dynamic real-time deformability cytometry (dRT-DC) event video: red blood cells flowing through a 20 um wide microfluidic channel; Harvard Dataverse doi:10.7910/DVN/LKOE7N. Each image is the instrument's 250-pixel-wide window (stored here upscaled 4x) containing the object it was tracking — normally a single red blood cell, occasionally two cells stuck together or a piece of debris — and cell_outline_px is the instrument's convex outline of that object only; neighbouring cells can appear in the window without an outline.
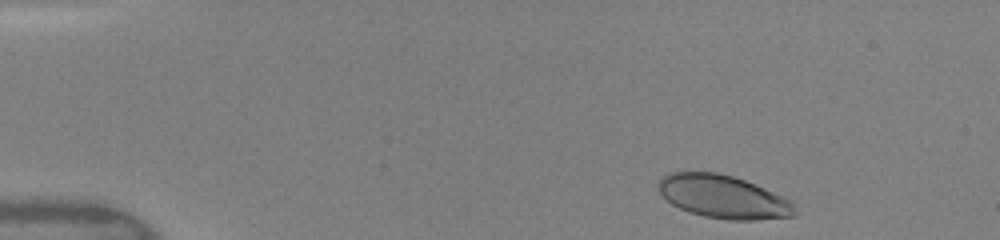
{"species": "human", "species_latin": "Homo sapiens", "temperature_condition": "warm", "stored_images_in_passage": 39, "camera_frame_rate_fps": 3000, "um_per_image_px": 0.085, "donor": {"sex": "female"}, "frame": {"image": 1, "passage_image": 2, "time_ms": 0.333, "image_size_px": [1000, 240], "cell_outline_px": [[796, 216], [756, 220], [728, 220], [704, 216], [688, 212], [672, 204], [660, 192], [656, 184], [668, 172], [716, 172], [732, 176], [744, 180], [764, 188], [792, 200], [796, 212]], "centroid_in_image_um": [61.49, 16.73], "position_along_channel_um": 23.5, "area_um2": 34.28}}
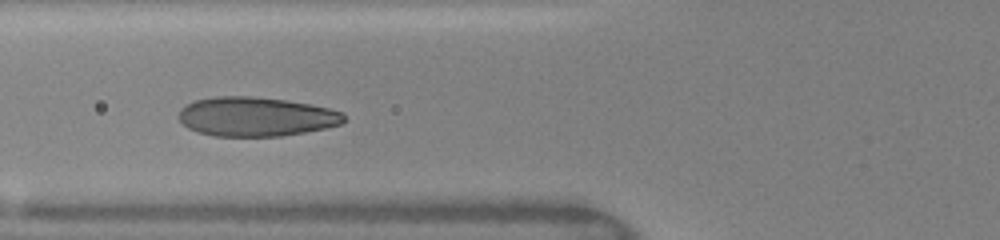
{"frame": {"image": 2, "passage_image": 15, "time_ms": 4.667, "image_size_px": [1000, 240], "cell_outline_px": [[344, 120], [340, 124], [324, 128], [304, 132], [280, 136], [216, 136], [196, 132], [188, 128], [180, 120], [180, 108], [196, 100], [216, 96], [252, 96], [284, 100], [308, 104], [328, 108], [344, 112]], "centroid_in_image_um": [21.74, 9.91], "position_along_channel_um": 104.1, "area_um2": 37.51}}
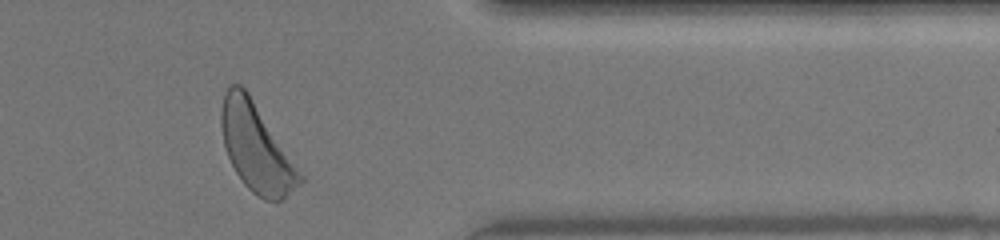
{"frame": {"image": 3, "passage_image": 37, "time_ms": 12.0, "image_size_px": [1000, 240], "cell_outline_px": [[304, 180], [300, 184], [280, 200], [264, 200], [256, 196], [244, 184], [236, 172], [228, 156], [224, 144], [220, 124], [220, 112], [224, 92], [232, 84], [240, 84], [248, 92], [304, 176]], "centroid_in_image_um": [21.77, 12.55], "position_along_channel_um": 389.6, "area_um2": 39.82}, "authors_computed_cell_mechanics": {"area_um2": 36.992, "velocity_mm_per_s": 4.0597, "shape_relaxation_time_tau1_ms": 2.3891, "shape_relaxation_time_tau2_ms": null, "deformation_change_tau1": 0.1308, "deformation_change_tau2": null}}